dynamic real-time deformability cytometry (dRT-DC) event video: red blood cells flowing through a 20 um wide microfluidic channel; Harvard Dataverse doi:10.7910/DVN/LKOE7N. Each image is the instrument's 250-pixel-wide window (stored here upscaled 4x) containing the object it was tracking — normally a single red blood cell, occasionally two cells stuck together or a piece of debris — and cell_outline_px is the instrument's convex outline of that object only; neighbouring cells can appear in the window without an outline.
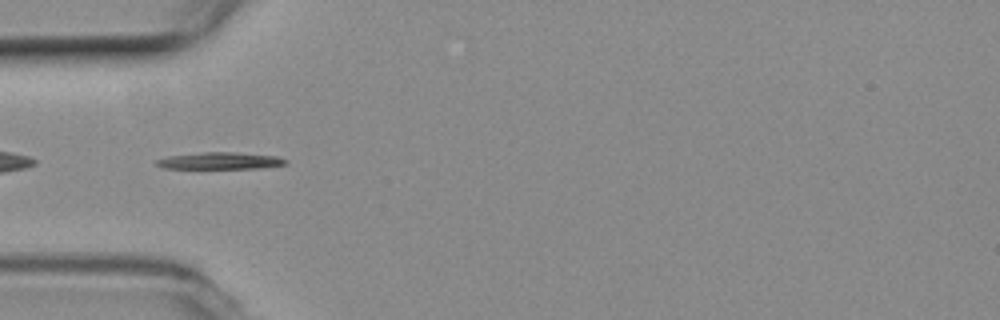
{"species": "common noctule bat (a hibernating species)", "species_latin": "Nyctalus noctula", "temperature_condition": "room temperature", "stored_images_in_passage": 39, "camera_frame_rate_fps": 3000, "um_per_image_px": 0.085, "animal": {"sex": "female", "body_mass_g": 19.3, "forearm_length_mm": 54.1}, "frame": {"image": 1, "passage_image": 2, "time_ms": 0.333, "image_size_px": [1000, 320], "cell_outline_px": [[288, 164], [256, 168], [164, 168], [156, 164], [156, 160], [168, 156], [204, 152], [236, 152], [276, 156], [288, 160]], "centroid_in_image_um": [18.73, 13.66], "position_along_channel_um": 66.3, "area_um2": 12.54}}
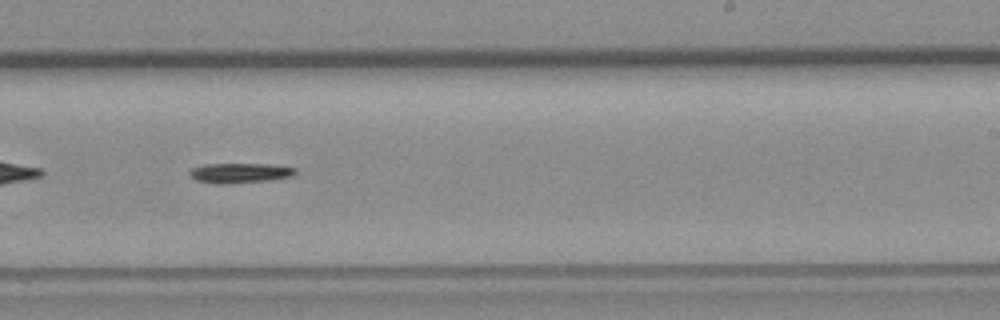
{"frame": {"image": 2, "passage_image": 18, "time_ms": 5.667, "image_size_px": [1000, 320], "cell_outline_px": [[296, 172], [292, 176], [268, 180], [228, 184], [216, 184], [196, 180], [188, 172], [192, 168], [204, 164], [268, 164], [296, 168]], "centroid_in_image_um": [20.36, 14.7], "position_along_channel_um": 268.6, "area_um2": 12.2}}
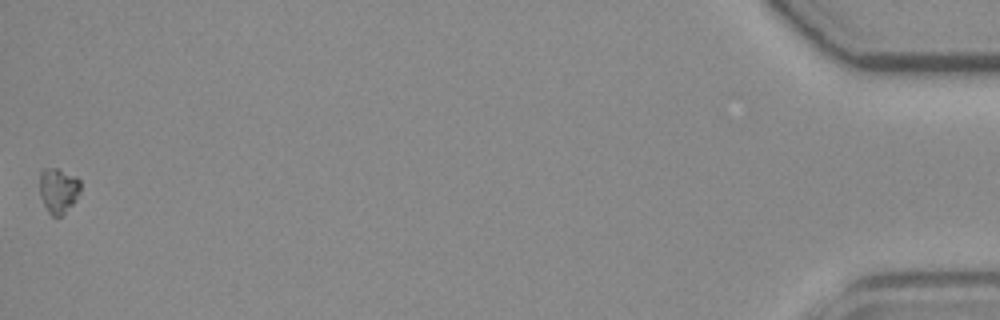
{"frame": {"image": 3, "passage_image": 39, "time_ms": 12.667, "image_size_px": [1000, 320], "cell_outline_px": [[80, 192], [72, 204], [60, 216], [52, 216], [48, 212], [40, 196], [40, 172], [44, 168], [56, 168], [76, 176], [80, 180]], "centroid_in_image_um": [4.95, 16.16], "position_along_channel_um": 430.2, "area_um2": 10.64}}